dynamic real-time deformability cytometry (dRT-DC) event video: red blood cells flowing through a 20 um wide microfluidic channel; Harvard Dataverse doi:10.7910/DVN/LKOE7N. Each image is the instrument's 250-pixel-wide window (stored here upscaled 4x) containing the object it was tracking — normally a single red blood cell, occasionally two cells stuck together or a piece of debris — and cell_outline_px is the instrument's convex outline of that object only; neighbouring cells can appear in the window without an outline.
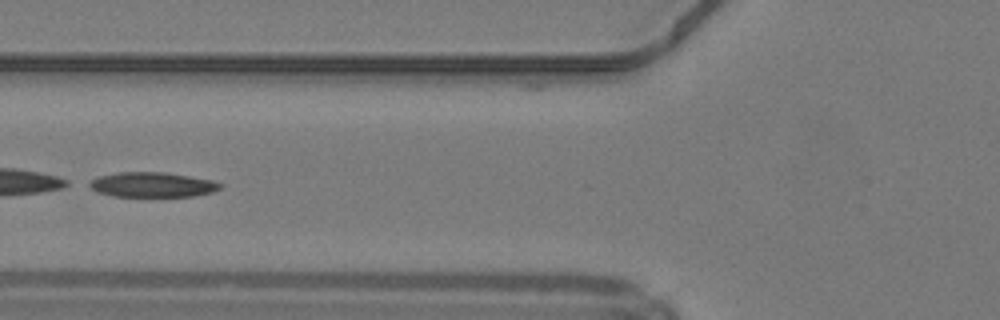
{"species": "common noctule bat (a hibernating species)", "species_latin": "Nyctalus noctula", "temperature_condition": "warm", "stored_images_in_passage": 25, "camera_frame_rate_fps": 3000, "um_per_image_px": 0.085, "animal": {"sex": "male", "body_mass_g": 19.2, "forearm_length_mm": 51.8}, "frame": {"image": 1, "passage_image": 15, "time_ms": 4.667, "image_size_px": [1000, 320], "cell_outline_px": [[224, 184], [220, 188], [212, 192], [192, 196], [112, 196], [96, 192], [84, 184], [96, 176], [116, 172], [164, 172], [212, 180]], "centroid_in_image_um": [12.85, 15.69], "position_along_channel_um": 112.9, "area_um2": 19.19}}